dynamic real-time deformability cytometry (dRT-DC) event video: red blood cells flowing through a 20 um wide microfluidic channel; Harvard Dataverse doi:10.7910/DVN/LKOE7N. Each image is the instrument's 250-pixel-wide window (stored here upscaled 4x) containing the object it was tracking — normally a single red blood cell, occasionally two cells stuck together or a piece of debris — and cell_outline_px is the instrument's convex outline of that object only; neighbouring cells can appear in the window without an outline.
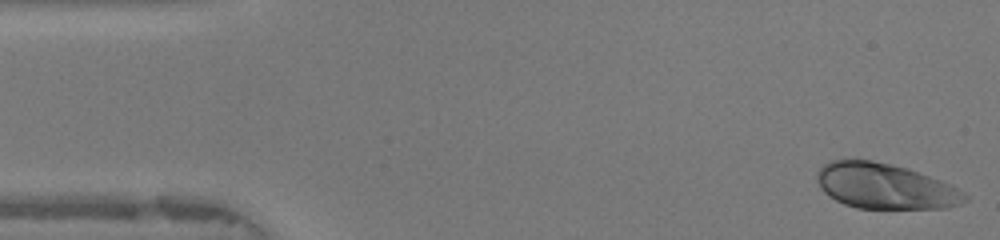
{"species": "human", "species_latin": "Homo sapiens", "temperature_condition": "warm", "stored_images_in_passage": 47, "camera_frame_rate_fps": 3000, "um_per_image_px": 0.085, "donor": {"sex": "female"}, "frame": {"image": 1, "passage_image": 1, "time_ms": 0.0, "image_size_px": [1000, 240], "cell_outline_px": [[968, 200], [960, 204], [948, 208], [856, 208], [844, 204], [828, 196], [820, 188], [816, 180], [816, 172], [824, 164], [832, 160], [872, 160], [908, 168], [940, 180], [964, 192], [968, 196]], "centroid_in_image_um": [75.21, 15.83], "position_along_channel_um": 9.8, "area_um2": 39.13}}
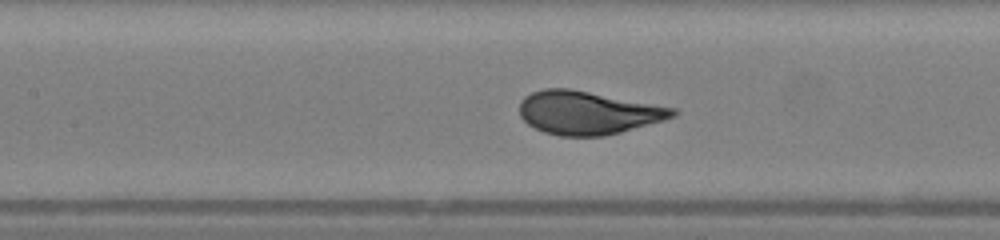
{"frame": {"image": 2, "passage_image": 20, "time_ms": 6.333, "image_size_px": [1000, 240], "cell_outline_px": [[680, 112], [676, 116], [664, 120], [620, 132], [604, 136], [560, 136], [544, 132], [528, 124], [520, 116], [520, 100], [524, 96], [532, 92], [544, 88], [568, 88], [676, 108]], "centroid_in_image_um": [49.96, 9.58], "position_along_channel_um": 157.4, "area_um2": 38.55}}
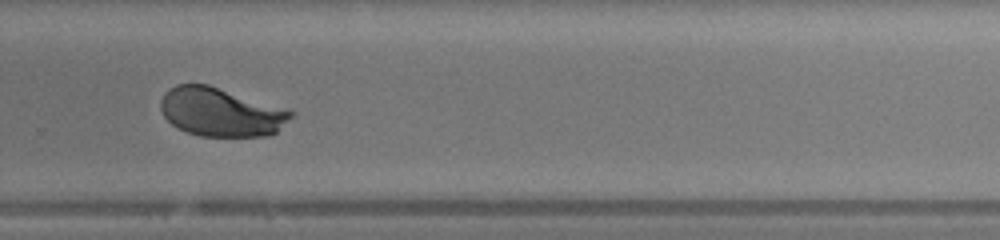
{"frame": {"image": 3, "passage_image": 31, "time_ms": 10.0, "image_size_px": [1000, 240], "cell_outline_px": [[296, 112], [276, 132], [268, 136], [200, 136], [188, 132], [172, 124], [164, 116], [160, 108], [160, 100], [164, 92], [168, 88], [176, 84], [208, 84], [288, 108]], "centroid_in_image_um": [18.78, 9.51], "position_along_channel_um": 311.0, "area_um2": 37.17}, "authors_computed_cell_mechanics": {"area_um2": 38.437, "velocity_mm_per_s": 4.2006, "shape_relaxation_time_tau1_ms": 3.117, "shape_relaxation_time_tau2_ms": null, "deformation_change_tau1": 0.1687, "deformation_change_tau2": null}}